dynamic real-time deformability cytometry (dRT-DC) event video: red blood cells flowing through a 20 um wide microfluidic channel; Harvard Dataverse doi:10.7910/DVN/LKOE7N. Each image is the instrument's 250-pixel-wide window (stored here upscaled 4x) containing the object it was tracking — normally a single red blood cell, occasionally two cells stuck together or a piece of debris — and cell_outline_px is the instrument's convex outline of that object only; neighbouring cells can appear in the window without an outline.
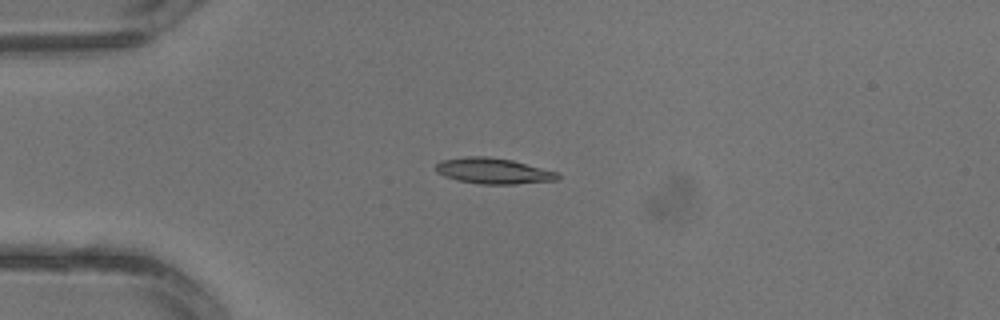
{"species": "common noctule bat (a hibernating species)", "species_latin": "Nyctalus noctula", "temperature_condition": "warm", "stored_images_in_passage": 2, "camera_frame_rate_fps": 3000, "um_per_image_px": 0.085, "animal": {"sex": "male", "body_mass_g": 13.3}, "frame": {"image": 1, "passage_image": 2, "time_ms": 0.333, "image_size_px": [1000, 320], "cell_outline_px": [[560, 180], [516, 184], [480, 184], [460, 180], [444, 176], [436, 172], [436, 164], [440, 160], [468, 156], [488, 156], [512, 160], [560, 172]], "centroid_in_image_um": [41.98, 14.52], "position_along_channel_um": 43.0, "area_um2": 18.5}}